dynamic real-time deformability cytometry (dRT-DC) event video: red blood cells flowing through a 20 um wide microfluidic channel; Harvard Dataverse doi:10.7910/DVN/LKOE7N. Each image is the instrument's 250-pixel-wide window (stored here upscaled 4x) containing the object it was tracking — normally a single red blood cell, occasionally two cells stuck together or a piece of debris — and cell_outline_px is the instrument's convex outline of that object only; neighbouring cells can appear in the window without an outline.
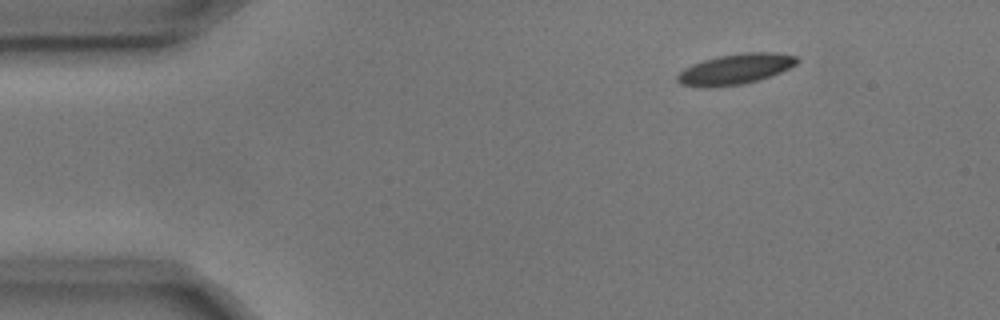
{"species": "common noctule bat (a hibernating species)", "species_latin": "Nyctalus noctula", "temperature_condition": "cold", "stored_images_in_passage": 4, "camera_frame_rate_fps": 3000, "um_per_image_px": 0.085, "animal": {"sex": "male", "body_mass_g": 17.9, "forearm_length_mm": 54.2}, "frame": {"image": 1, "passage_image": 1, "time_ms": 0.0, "image_size_px": [1000, 320], "cell_outline_px": [[800, 60], [796, 64], [780, 72], [756, 80], [740, 84], [680, 84], [676, 80], [676, 76], [684, 68], [692, 64], [704, 60], [720, 56], [744, 52], [772, 52], [796, 56]], "centroid_in_image_um": [62.57, 5.81], "position_along_channel_um": 22.4, "area_um2": 20.11}}